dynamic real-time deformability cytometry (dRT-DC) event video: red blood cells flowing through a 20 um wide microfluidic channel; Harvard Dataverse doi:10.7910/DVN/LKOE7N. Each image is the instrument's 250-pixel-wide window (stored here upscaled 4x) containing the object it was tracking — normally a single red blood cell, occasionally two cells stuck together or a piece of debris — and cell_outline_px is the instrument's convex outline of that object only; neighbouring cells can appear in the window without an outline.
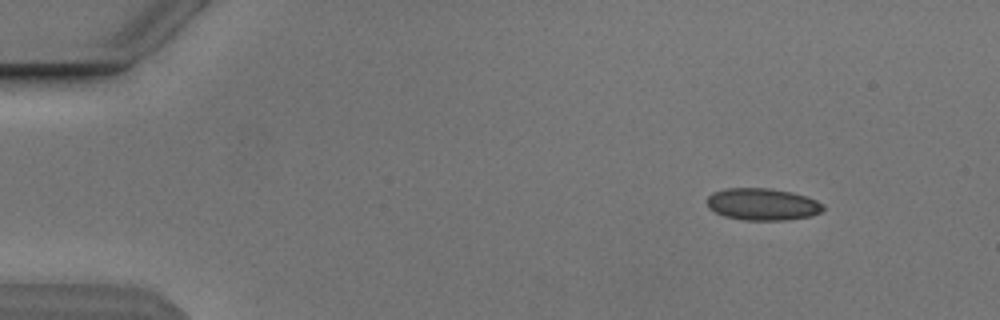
{"species": "Egyptian fruit bat (a non-hibernating species)", "species_latin": "Rousettus aegyptiacus", "temperature_condition": "cold", "stored_images_in_passage": 5, "camera_frame_rate_fps": 3000, "um_per_image_px": 0.085, "animal": {"sex": "male"}, "frame": {"image": 1, "passage_image": 1, "time_ms": 0.0, "image_size_px": [1000, 320], "cell_outline_px": [[824, 208], [820, 212], [812, 216], [788, 220], [744, 220], [724, 216], [708, 208], [708, 196], [712, 192], [724, 188], [768, 188], [792, 192], [816, 200], [824, 204]], "centroid_in_image_um": [64.81, 17.36], "position_along_channel_um": 20.2, "area_um2": 21.73}}
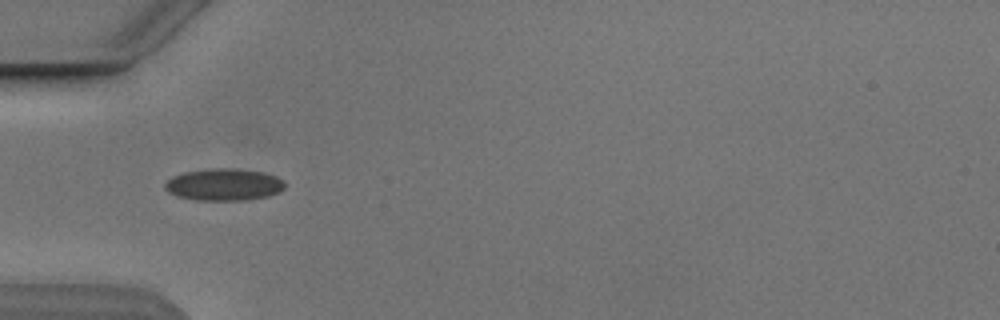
{"frame": {"image": 2, "passage_image": 4, "time_ms": 3.667, "image_size_px": [1000, 320], "cell_outline_px": [[284, 188], [280, 192], [268, 196], [248, 200], [196, 200], [176, 196], [168, 192], [164, 188], [164, 184], [172, 176], [184, 172], [208, 168], [224, 168], [264, 172], [276, 176], [284, 180]], "centroid_in_image_um": [19.02, 15.69], "position_along_channel_um": 66.0, "area_um2": 22.48}}